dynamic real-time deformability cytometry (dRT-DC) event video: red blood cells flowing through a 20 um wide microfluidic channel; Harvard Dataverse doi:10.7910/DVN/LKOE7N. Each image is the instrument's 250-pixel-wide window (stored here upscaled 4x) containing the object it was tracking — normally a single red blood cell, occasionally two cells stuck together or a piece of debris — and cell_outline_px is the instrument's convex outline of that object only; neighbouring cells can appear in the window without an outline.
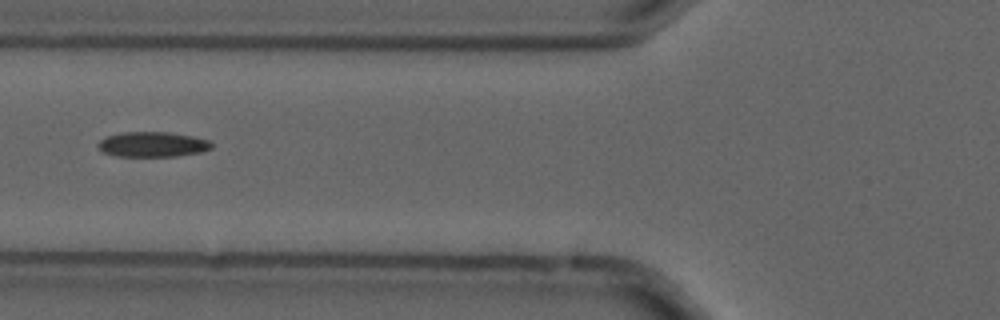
{"species": "common noctule bat (a hibernating species)", "species_latin": "Nyctalus noctula", "temperature_condition": "cold", "stored_images_in_passage": 7, "camera_frame_rate_fps": 3000, "um_per_image_px": 0.085, "animal": {"sex": "male", "forearm_length_mm": 52.5}, "frame": {"image": 1, "passage_image": 7, "time_ms": 2.0, "image_size_px": [1000, 320], "cell_outline_px": [[212, 148], [200, 152], [176, 156], [116, 156], [104, 152], [96, 144], [100, 140], [108, 136], [124, 132], [168, 132], [192, 136], [208, 140], [212, 144]], "centroid_in_image_um": [12.97, 12.27], "position_along_channel_um": 112.8, "area_um2": 16.42}}